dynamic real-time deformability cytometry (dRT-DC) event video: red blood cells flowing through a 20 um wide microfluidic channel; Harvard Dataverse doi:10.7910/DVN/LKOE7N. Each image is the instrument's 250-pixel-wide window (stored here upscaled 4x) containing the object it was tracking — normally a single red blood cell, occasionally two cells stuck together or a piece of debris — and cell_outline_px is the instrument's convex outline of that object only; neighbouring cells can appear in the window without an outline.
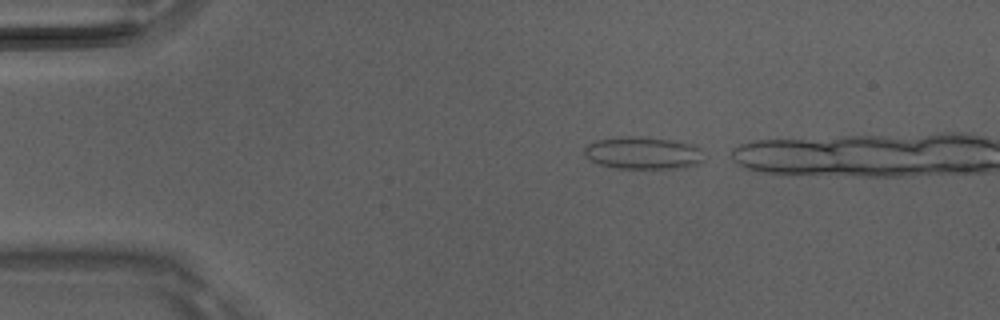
{"species": "Egyptian fruit bat (a non-hibernating species)", "species_latin": "Rousettus aegyptiacus", "temperature_condition": "room temperature", "stored_images_in_passage": 5, "camera_frame_rate_fps": 3000, "um_per_image_px": 0.085, "animal": {"sex": "male"}, "frame": {"image": 1, "passage_image": 1, "time_ms": 0.0, "image_size_px": [1000, 320], "cell_outline_px": [[704, 160], [700, 164], [684, 168], [616, 168], [600, 164], [588, 160], [584, 156], [584, 148], [588, 144], [596, 140], [620, 136], [640, 136], [672, 140], [696, 144], [700, 148]], "centroid_in_image_um": [54.67, 13.0], "position_along_channel_um": 30.3, "area_um2": 23.0}}